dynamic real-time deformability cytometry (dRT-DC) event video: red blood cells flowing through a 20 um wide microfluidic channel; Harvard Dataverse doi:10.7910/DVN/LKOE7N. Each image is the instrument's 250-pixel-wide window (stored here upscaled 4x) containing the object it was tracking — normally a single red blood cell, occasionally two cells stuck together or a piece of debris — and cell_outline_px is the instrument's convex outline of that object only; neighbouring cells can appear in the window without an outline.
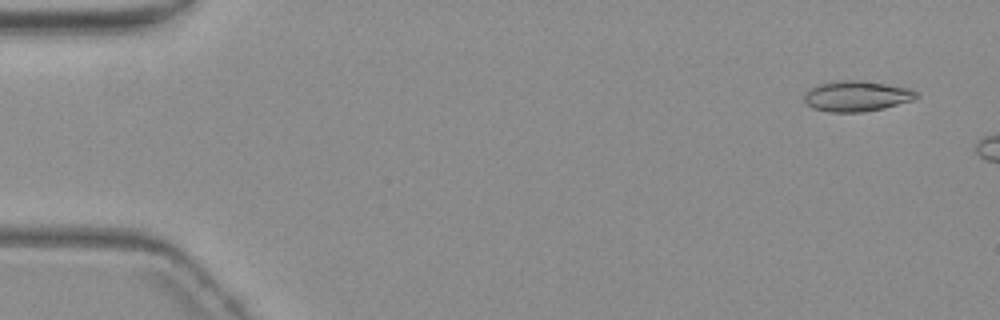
{"species": "common noctule bat (a hibernating species)", "species_latin": "Nyctalus noctula", "temperature_condition": "warm", "stored_images_in_passage": 7, "camera_frame_rate_fps": 3000, "um_per_image_px": 0.085, "animal": {"sex": "female", "body_mass_g": 19.3, "forearm_length_mm": 54.1}, "frame": {"image": 1, "passage_image": 2, "time_ms": 0.333, "image_size_px": [1000, 320], "cell_outline_px": [[920, 96], [912, 100], [884, 108], [864, 112], [828, 112], [812, 108], [804, 104], [804, 92], [808, 88], [820, 84], [840, 80], [860, 80], [908, 88], [916, 92]], "centroid_in_image_um": [72.75, 8.18], "position_along_channel_um": 12.3, "area_um2": 20.06}}